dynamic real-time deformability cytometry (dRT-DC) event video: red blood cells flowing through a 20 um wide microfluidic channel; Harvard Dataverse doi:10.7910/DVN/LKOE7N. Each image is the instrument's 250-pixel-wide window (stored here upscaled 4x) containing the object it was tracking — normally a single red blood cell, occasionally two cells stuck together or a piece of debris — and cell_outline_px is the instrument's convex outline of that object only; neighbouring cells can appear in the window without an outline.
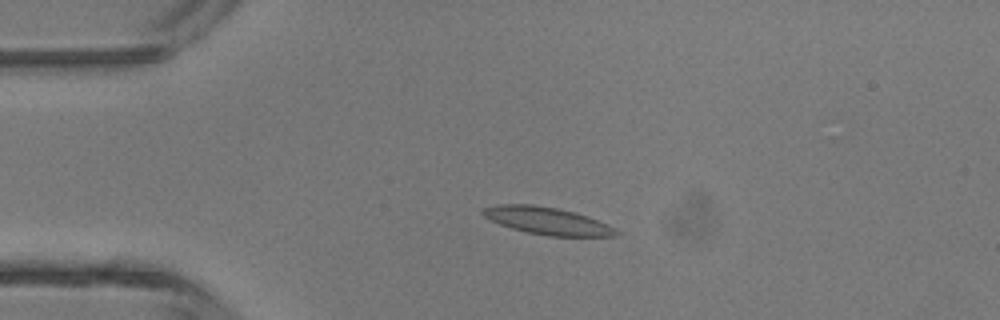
{"species": "common noctule bat (a hibernating species)", "species_latin": "Nyctalus noctula", "temperature_condition": "room temperature", "stored_images_in_passage": 12, "camera_frame_rate_fps": 3000, "um_per_image_px": 0.085, "animal": {"sex": "male", "body_mass_g": 13.3}, "frame": {"image": 1, "passage_image": 4, "time_ms": 1.0, "image_size_px": [1000, 320], "cell_outline_px": [[620, 232], [616, 236], [548, 236], [528, 232], [512, 228], [500, 224], [484, 216], [480, 212], [484, 208], [500, 204], [532, 204], [556, 208], [588, 216], [608, 224], [616, 228]], "centroid_in_image_um": [46.55, 18.77], "position_along_channel_um": 38.5, "area_um2": 21.04}}
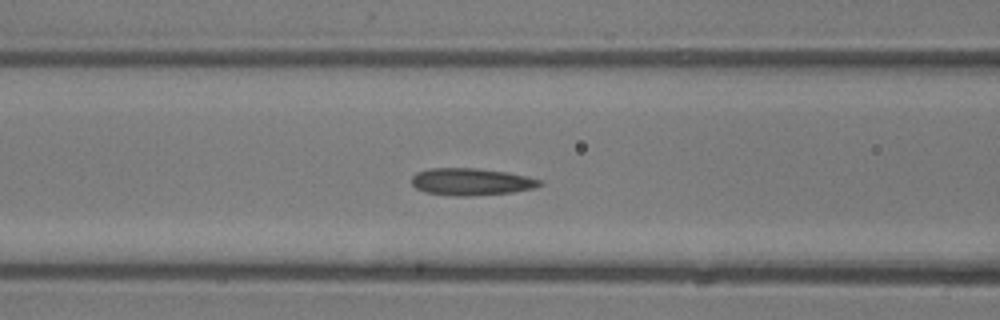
{"frame": {"image": 2, "passage_image": 12, "time_ms": 3.667, "image_size_px": [1000, 320], "cell_outline_px": [[544, 184], [532, 188], [512, 192], [472, 196], [456, 196], [424, 192], [416, 188], [412, 184], [412, 176], [416, 172], [428, 168], [476, 168], [504, 172], [524, 176], [540, 180]], "centroid_in_image_um": [39.99, 15.45], "position_along_channel_um": 126.6, "area_um2": 20.11}}